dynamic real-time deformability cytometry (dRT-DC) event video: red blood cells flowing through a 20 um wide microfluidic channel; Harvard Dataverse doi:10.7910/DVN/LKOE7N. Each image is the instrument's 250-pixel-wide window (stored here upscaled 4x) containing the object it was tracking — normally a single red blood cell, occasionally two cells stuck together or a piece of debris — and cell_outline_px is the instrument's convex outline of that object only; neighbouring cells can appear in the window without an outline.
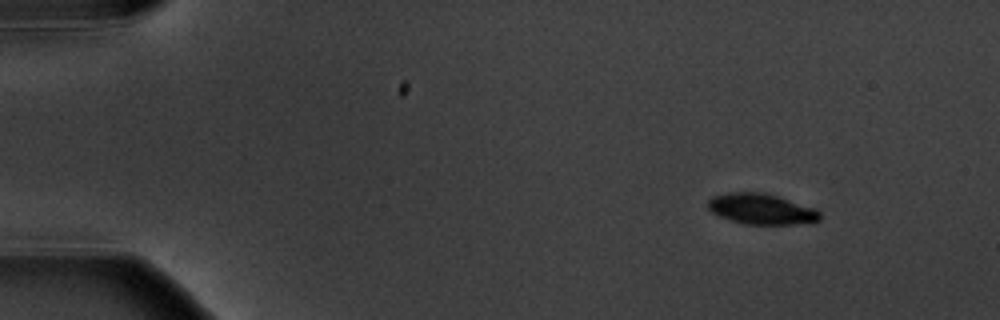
{"species": "common noctule bat (a hibernating species)", "species_latin": "Nyctalus noctula", "temperature_condition": "warm", "stored_images_in_passage": 5, "camera_frame_rate_fps": 3000, "um_per_image_px": 0.085, "animal": {"sex": "male", "body_mass_g": 20.1, "forearm_length_mm": 53.5}, "frame": {"image": 1, "passage_image": 2, "time_ms": 1.333, "image_size_px": [1000, 320], "cell_outline_px": [[820, 220], [792, 224], [744, 224], [720, 216], [712, 212], [708, 208], [708, 200], [712, 196], [728, 192], [764, 192], [816, 208], [820, 212]], "centroid_in_image_um": [64.7, 17.75], "position_along_channel_um": 20.3, "area_um2": 19.88}}
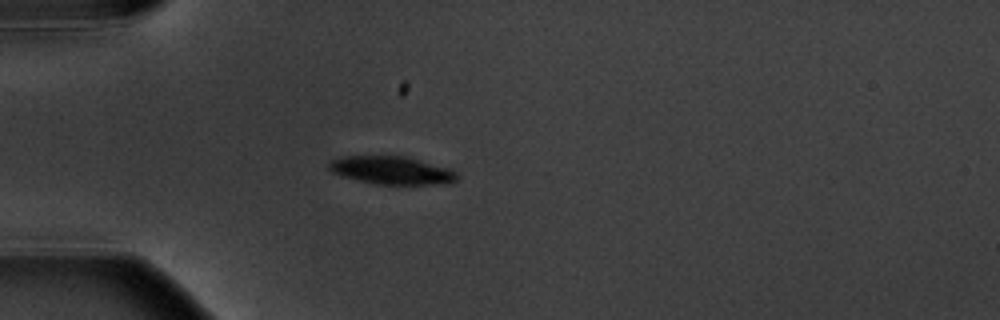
{"frame": {"image": 2, "passage_image": 4, "time_ms": 4.667, "image_size_px": [1000, 320], "cell_outline_px": [[456, 180], [432, 184], [376, 184], [344, 176], [332, 172], [328, 168], [328, 164], [332, 160], [340, 156], [404, 156], [448, 168], [456, 172]], "centroid_in_image_um": [33.23, 14.46], "position_along_channel_um": 51.8, "area_um2": 20.35}}